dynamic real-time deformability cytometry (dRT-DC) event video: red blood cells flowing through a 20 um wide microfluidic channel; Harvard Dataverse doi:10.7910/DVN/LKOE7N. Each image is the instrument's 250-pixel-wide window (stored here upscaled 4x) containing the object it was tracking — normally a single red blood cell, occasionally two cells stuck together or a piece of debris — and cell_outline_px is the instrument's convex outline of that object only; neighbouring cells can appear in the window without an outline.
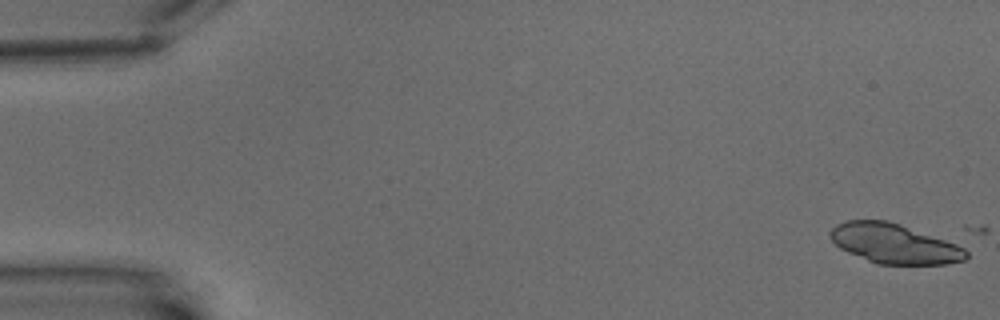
{"species": "common noctule bat (a hibernating species)", "species_latin": "Nyctalus noctula", "temperature_condition": "warm", "stored_images_in_passage": 2, "camera_frame_rate_fps": 3000, "um_per_image_px": 0.085, "animal": {"sex": "male", "body_mass_g": 15.6}, "frame": {"image": 1, "passage_image": 1, "time_ms": 0.0, "image_size_px": [1000, 320], "cell_outline_px": [[968, 256], [964, 260], [944, 264], [876, 264], [848, 252], [840, 248], [832, 240], [828, 232], [836, 224], [848, 220], [888, 220], [900, 224], [956, 244], [964, 248], [968, 252]], "centroid_in_image_um": [75.98, 20.71], "position_along_channel_um": 9.0, "area_um2": 31.21}}